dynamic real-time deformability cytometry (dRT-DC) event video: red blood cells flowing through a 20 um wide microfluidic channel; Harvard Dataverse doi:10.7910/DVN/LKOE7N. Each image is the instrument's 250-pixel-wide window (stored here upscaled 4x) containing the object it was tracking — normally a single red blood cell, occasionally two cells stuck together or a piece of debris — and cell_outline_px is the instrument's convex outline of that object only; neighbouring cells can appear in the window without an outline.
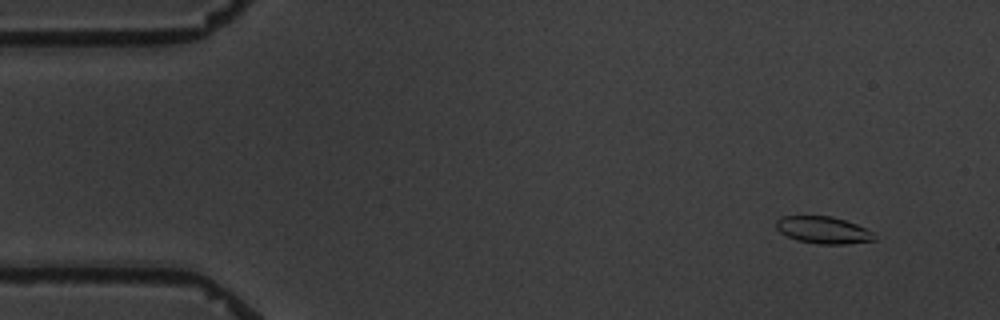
{"species": "common noctule bat (a hibernating species)", "species_latin": "Nyctalus noctula", "temperature_condition": "warm", "stored_images_in_passage": 5, "camera_frame_rate_fps": 3000, "um_per_image_px": 0.085, "animal": {"sex": "male", "body_mass_g": 19.5, "forearm_length_mm": 54.6}, "frame": {"image": 1, "passage_image": 1, "time_ms": 0.0, "image_size_px": [1000, 320], "cell_outline_px": [[876, 240], [844, 244], [820, 244], [796, 240], [780, 232], [776, 228], [776, 220], [780, 216], [832, 216], [856, 224], [872, 232], [876, 236]], "centroid_in_image_um": [69.96, 19.55], "position_along_channel_um": 15.0, "area_um2": 15.43}}
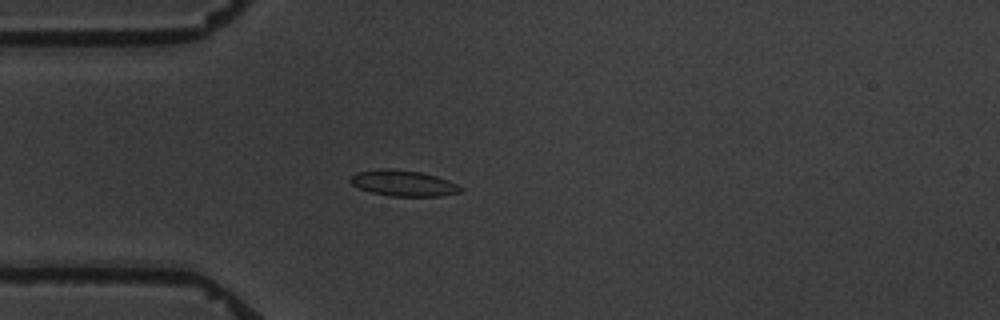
{"frame": {"image": 2, "passage_image": 4, "time_ms": 3.667, "image_size_px": [1000, 320], "cell_outline_px": [[464, 188], [460, 192], [440, 196], [392, 196], [372, 192], [360, 188], [352, 184], [348, 180], [356, 172], [384, 168], [388, 168], [420, 172], [436, 176], [448, 180]], "centroid_in_image_um": [34.29, 15.57], "position_along_channel_um": 50.7, "area_um2": 16.47}}